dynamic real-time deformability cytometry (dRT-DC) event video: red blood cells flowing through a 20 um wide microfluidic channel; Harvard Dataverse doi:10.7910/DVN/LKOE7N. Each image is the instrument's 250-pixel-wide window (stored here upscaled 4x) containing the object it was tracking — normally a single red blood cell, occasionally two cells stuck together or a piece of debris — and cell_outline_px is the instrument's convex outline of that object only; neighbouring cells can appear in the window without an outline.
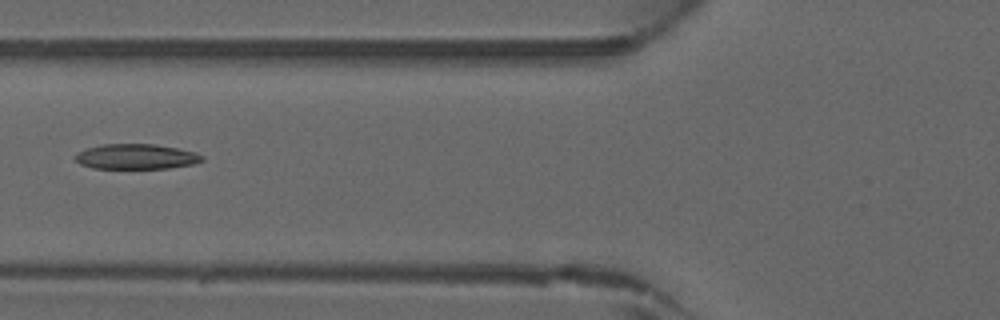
{"species": "common noctule bat (a hibernating species)", "species_latin": "Nyctalus noctula", "temperature_condition": "warm", "stored_images_in_passage": 26, "camera_frame_rate_fps": 3000, "um_per_image_px": 0.085, "animal": {"sex": "male", "forearm_length_mm": 52.5}, "frame": {"image": 1, "passage_image": 5, "time_ms": 1.333, "image_size_px": [1000, 320], "cell_outline_px": [[204, 160], [192, 164], [168, 168], [92, 168], [80, 164], [72, 156], [76, 152], [88, 148], [104, 144], [156, 144], [196, 152], [204, 156]], "centroid_in_image_um": [11.55, 13.31], "position_along_channel_um": 114.2, "area_um2": 18.61}}